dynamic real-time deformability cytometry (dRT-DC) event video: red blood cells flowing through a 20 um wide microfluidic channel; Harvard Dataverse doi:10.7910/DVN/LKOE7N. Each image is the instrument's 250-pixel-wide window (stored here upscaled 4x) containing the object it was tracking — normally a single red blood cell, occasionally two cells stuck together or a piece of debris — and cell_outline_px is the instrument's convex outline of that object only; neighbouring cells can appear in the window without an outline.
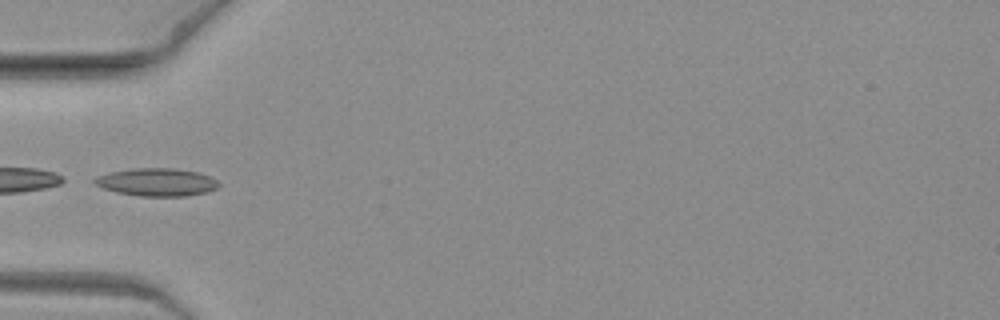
{"species": "common noctule bat (a hibernating species)", "species_latin": "Nyctalus noctula", "temperature_condition": "warm", "stored_images_in_passage": 8, "camera_frame_rate_fps": 3000, "um_per_image_px": 0.085, "animal": {"sex": "female", "body_mass_g": 19.3, "forearm_length_mm": 54.1}, "frame": {"image": 1, "passage_image": 5, "time_ms": 1.333, "image_size_px": [1000, 320], "cell_outline_px": [[220, 184], [216, 188], [208, 192], [184, 196], [140, 196], [116, 192], [104, 188], [96, 184], [92, 180], [96, 176], [112, 172], [132, 168], [176, 168], [196, 172], [208, 176], [216, 180]], "centroid_in_image_um": [13.32, 15.48], "position_along_channel_um": 71.7, "area_um2": 20.0}}
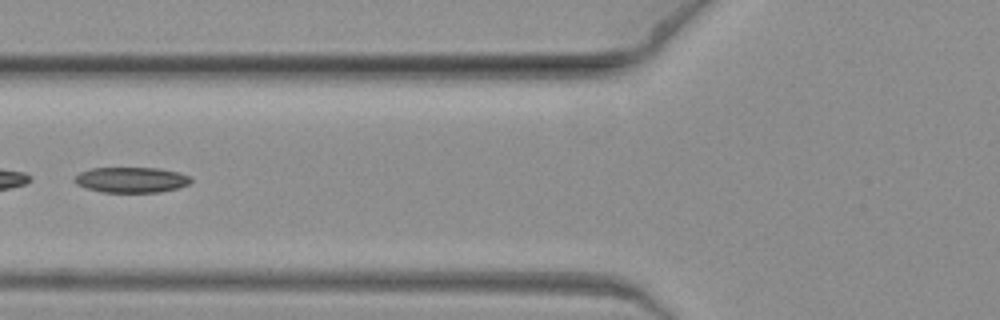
{"frame": {"image": 2, "passage_image": 6, "time_ms": 1.667, "image_size_px": [1000, 320], "cell_outline_px": [[192, 180], [188, 184], [176, 188], [160, 192], [100, 192], [84, 188], [76, 184], [72, 180], [80, 172], [92, 168], [160, 168], [180, 172], [192, 176]], "centroid_in_image_um": [11.16, 15.28], "position_along_channel_um": 114.6, "area_um2": 17.46}}
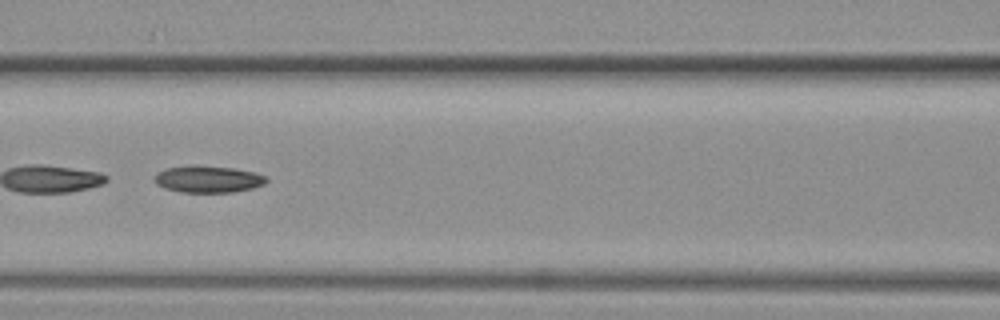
{"frame": {"image": 3, "passage_image": 7, "time_ms": 2.0, "image_size_px": [1000, 320], "cell_outline_px": [[268, 180], [264, 184], [252, 188], [232, 192], [180, 192], [164, 188], [156, 184], [152, 180], [156, 172], [168, 168], [232, 168], [256, 172], [264, 176]], "centroid_in_image_um": [17.68, 15.28], "position_along_channel_um": 148.9, "area_um2": 16.76}}